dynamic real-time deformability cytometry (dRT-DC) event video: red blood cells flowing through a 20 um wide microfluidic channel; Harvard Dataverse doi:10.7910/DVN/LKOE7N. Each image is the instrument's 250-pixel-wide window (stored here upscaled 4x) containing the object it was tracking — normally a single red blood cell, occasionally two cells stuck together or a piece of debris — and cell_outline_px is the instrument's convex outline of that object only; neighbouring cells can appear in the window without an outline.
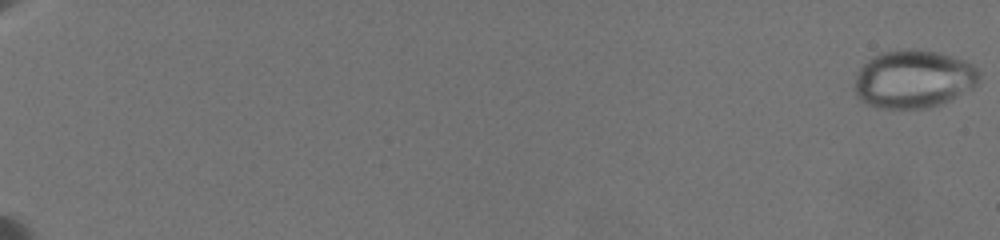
{"species": "common noctule bat (a hibernating species)", "species_latin": "Nyctalus noctula", "temperature_condition": "warm", "stored_images_in_passage": 48, "camera_frame_rate_fps": 3000, "um_per_image_px": 0.085, "animal": {"sex": "female", "body_mass_g": 19.5, "forearm_length_mm": 54.1}, "frame": {"image": 1, "passage_image": 1, "time_ms": 0.0, "image_size_px": [1000, 240], "cell_outline_px": [[980, 80], [972, 88], [940, 104], [924, 108], [876, 108], [860, 100], [856, 96], [856, 76], [860, 68], [872, 56], [880, 52], [896, 48], [916, 48], [936, 52], [952, 56], [964, 60], [972, 64], [980, 72]], "centroid_in_image_um": [77.64, 6.69], "position_along_channel_um": 7.4, "area_um2": 42.31}}
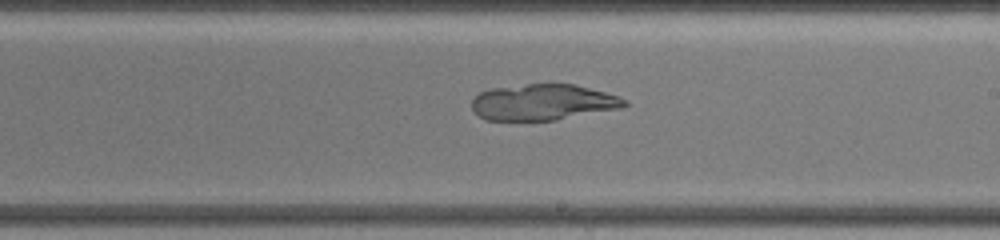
{"frame": {"image": 2, "passage_image": 27, "time_ms": 13.667, "image_size_px": [1000, 240], "cell_outline_px": [[628, 104], [624, 108], [556, 120], [484, 120], [472, 108], [472, 100], [480, 92], [488, 88], [528, 84], [572, 84], [620, 96]], "centroid_in_image_um": [46.16, 8.69], "position_along_channel_um": 242.8, "area_um2": 32.08}}
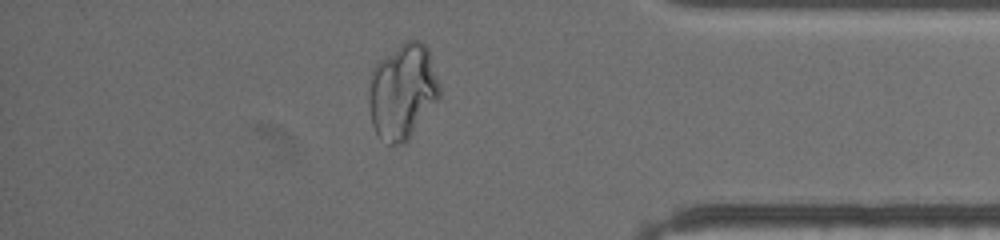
{"frame": {"image": 3, "passage_image": 37, "time_ms": 18.667, "image_size_px": [1000, 240], "cell_outline_px": [[440, 96], [408, 140], [404, 144], [388, 144], [376, 132], [372, 124], [368, 104], [368, 92], [372, 72], [376, 64], [380, 60], [400, 44], [408, 40], [420, 40], [428, 48], [440, 84]], "centroid_in_image_um": [34.22, 7.77], "position_along_channel_um": 401.0, "area_um2": 39.19}}